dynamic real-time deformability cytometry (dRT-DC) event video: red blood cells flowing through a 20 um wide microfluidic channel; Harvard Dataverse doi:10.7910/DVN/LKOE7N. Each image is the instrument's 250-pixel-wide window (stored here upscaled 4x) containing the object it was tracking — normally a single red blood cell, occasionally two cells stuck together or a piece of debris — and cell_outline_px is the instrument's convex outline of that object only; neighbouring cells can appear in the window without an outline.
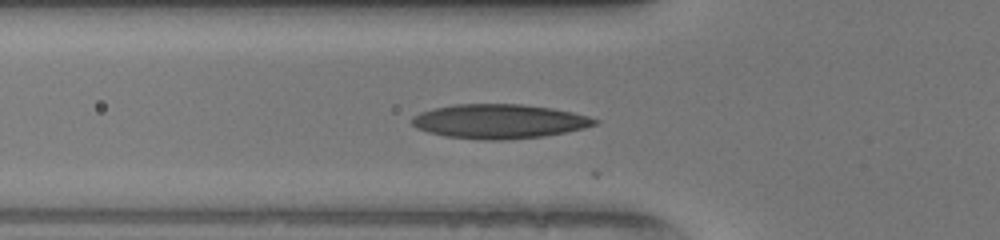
{"species": "human", "species_latin": "Homo sapiens", "temperature_condition": "warm", "stored_images_in_passage": 36, "camera_frame_rate_fps": 3000, "um_per_image_px": 0.085, "donor": {"sex": "female"}, "frame": {"image": 1, "passage_image": 9, "time_ms": 2.667, "image_size_px": [1000, 240], "cell_outline_px": [[600, 120], [596, 124], [584, 128], [544, 136], [504, 140], [484, 140], [444, 136], [428, 132], [416, 128], [412, 124], [412, 116], [420, 112], [432, 108], [456, 104], [520, 104], [552, 108], [572, 112], [588, 116]], "centroid_in_image_um": [42.4, 10.31], "position_along_channel_um": 83.4, "area_um2": 36.59}}
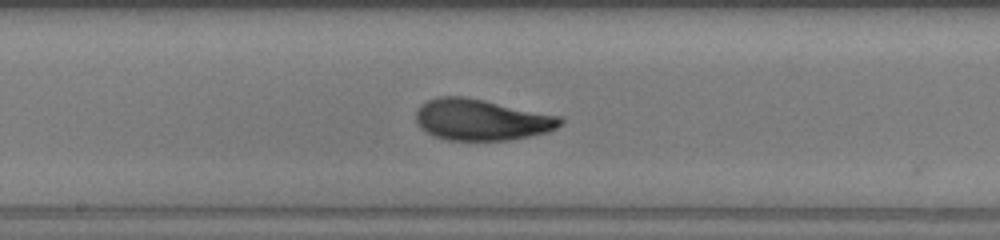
{"frame": {"image": 2, "passage_image": 18, "time_ms": 5.667, "image_size_px": [1000, 240], "cell_outline_px": [[564, 120], [556, 128], [548, 132], [508, 140], [448, 140], [432, 136], [420, 128], [416, 120], [416, 112], [420, 104], [436, 96], [464, 96], [484, 100], [560, 116]], "centroid_in_image_um": [40.88, 10.17], "position_along_channel_um": 207.3, "area_um2": 34.68}}
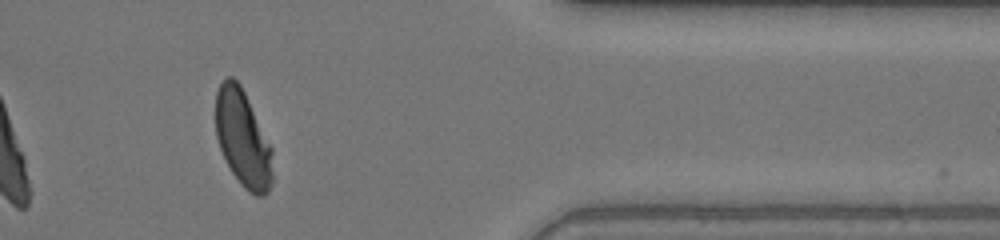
{"frame": {"image": 3, "passage_image": 33, "time_ms": 10.667, "image_size_px": [1000, 240], "cell_outline_px": [[272, 184], [268, 192], [264, 196], [256, 196], [248, 192], [240, 184], [232, 172], [220, 148], [216, 136], [216, 92], [220, 84], [228, 76], [232, 76], [240, 84], [272, 148]], "centroid_in_image_um": [20.65, 11.81], "position_along_channel_um": 390.8, "area_um2": 31.91}}